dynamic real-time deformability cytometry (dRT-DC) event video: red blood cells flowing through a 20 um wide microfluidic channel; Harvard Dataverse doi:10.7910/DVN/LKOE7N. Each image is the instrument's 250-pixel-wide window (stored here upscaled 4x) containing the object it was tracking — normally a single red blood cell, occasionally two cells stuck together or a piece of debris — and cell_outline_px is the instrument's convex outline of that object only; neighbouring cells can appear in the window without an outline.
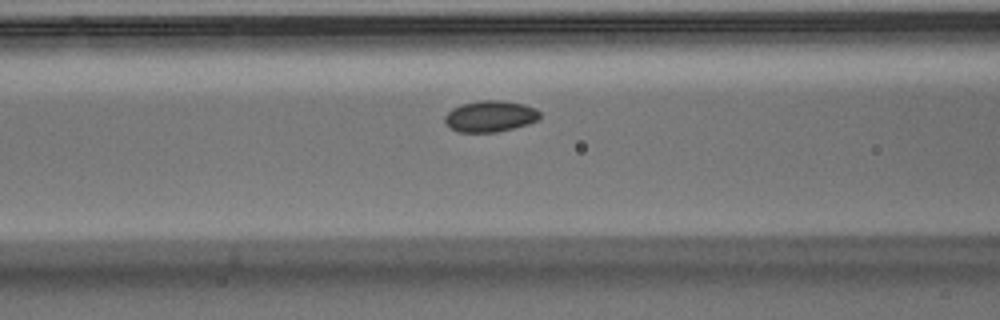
{"species": "Egyptian fruit bat (a non-hibernating species)", "species_latin": "Rousettus aegyptiacus", "temperature_condition": "warm", "stored_images_in_passage": 16, "camera_frame_rate_fps": 3000, "um_per_image_px": 0.085, "animal": {"sex": "male"}, "frame": {"image": 1, "passage_image": 14, "time_ms": 4.333, "image_size_px": [1000, 320], "cell_outline_px": [[540, 116], [536, 120], [528, 124], [496, 132], [460, 132], [444, 124], [444, 116], [452, 108], [460, 104], [480, 100], [500, 100], [524, 104], [536, 108], [540, 112]], "centroid_in_image_um": [41.64, 9.87], "position_along_channel_um": 125.0, "area_um2": 17.34}}